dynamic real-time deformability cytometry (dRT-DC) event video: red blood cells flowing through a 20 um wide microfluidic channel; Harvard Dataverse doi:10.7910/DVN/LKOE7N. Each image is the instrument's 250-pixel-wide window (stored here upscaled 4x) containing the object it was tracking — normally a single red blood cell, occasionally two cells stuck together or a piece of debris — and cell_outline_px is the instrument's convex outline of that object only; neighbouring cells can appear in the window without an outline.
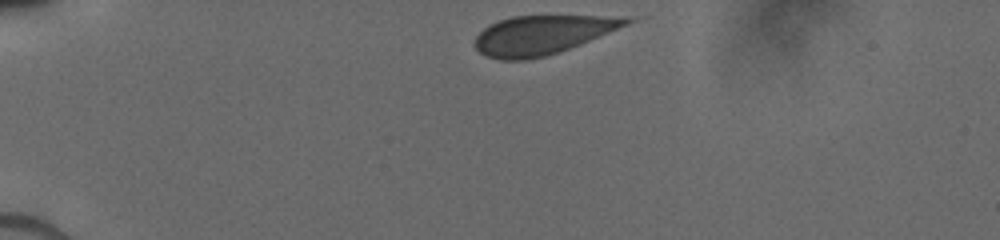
{"species": "human", "species_latin": "Homo sapiens", "temperature_condition": "cold", "stored_images_in_passage": 28, "camera_frame_rate_fps": 3000, "um_per_image_px": 0.085, "donor": {"sex": "male"}, "frame": {"image": 1, "passage_image": 1, "time_ms": 0.0, "image_size_px": [1000, 240], "cell_outline_px": [[636, 20], [628, 24], [568, 48], [544, 56], [524, 60], [500, 60], [488, 56], [480, 52], [472, 44], [476, 36], [488, 24], [512, 16], [596, 16]], "centroid_in_image_um": [45.95, 2.97], "position_along_channel_um": 39.0, "area_um2": 33.47}}
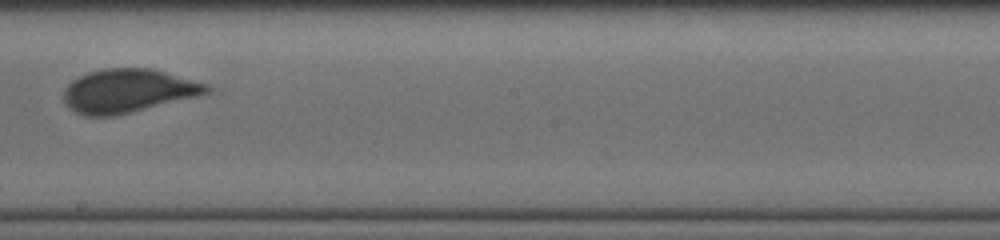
{"frame": {"image": 2, "passage_image": 16, "time_ms": 6.333, "image_size_px": [1000, 240], "cell_outline_px": [[212, 88], [208, 92], [196, 96], [116, 116], [84, 116], [76, 112], [64, 104], [64, 88], [72, 80], [88, 72], [100, 68], [152, 68], [208, 84]], "centroid_in_image_um": [10.84, 7.72], "position_along_channel_um": 237.4, "area_um2": 36.3}}
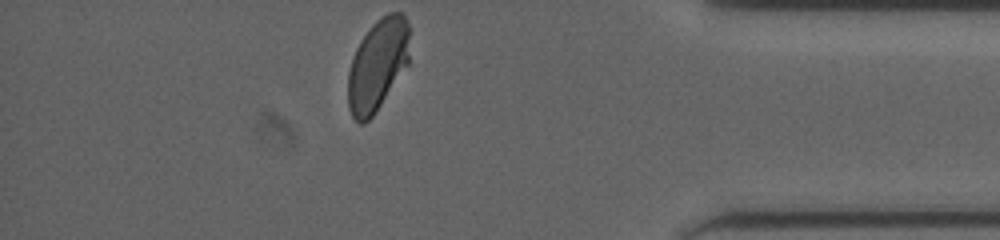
{"frame": {"image": 3, "passage_image": 28, "time_ms": 11.0, "image_size_px": [1000, 240], "cell_outline_px": [[408, 64], [376, 112], [364, 124], [360, 124], [352, 116], [348, 108], [348, 72], [356, 48], [360, 40], [372, 24], [376, 20], [388, 12], [400, 12], [404, 16], [408, 24]], "centroid_in_image_um": [32.07, 5.52], "position_along_channel_um": 403.1, "area_um2": 32.77}}